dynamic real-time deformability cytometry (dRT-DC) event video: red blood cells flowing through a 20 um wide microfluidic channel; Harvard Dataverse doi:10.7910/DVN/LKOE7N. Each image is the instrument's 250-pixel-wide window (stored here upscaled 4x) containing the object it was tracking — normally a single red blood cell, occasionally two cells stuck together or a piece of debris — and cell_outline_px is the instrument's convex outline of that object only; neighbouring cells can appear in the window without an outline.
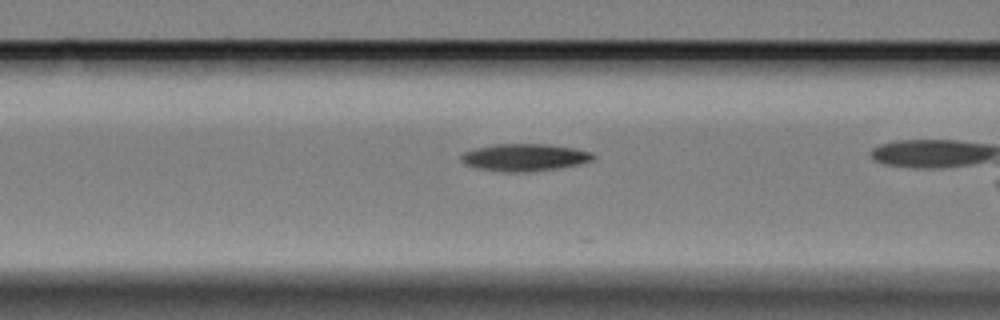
{"species": "Egyptian fruit bat (a non-hibernating species)", "species_latin": "Rousettus aegyptiacus", "temperature_condition": "cold", "stored_images_in_passage": 37, "camera_frame_rate_fps": 3000, "um_per_image_px": 0.085, "animal": {"sex": "female"}, "frame": {"image": 1, "passage_image": 7, "time_ms": 2.0, "image_size_px": [1000, 320], "cell_outline_px": [[596, 156], [592, 160], [580, 164], [560, 168], [532, 172], [496, 172], [476, 168], [464, 164], [460, 160], [460, 156], [464, 152], [476, 148], [496, 144], [544, 144], [572, 148], [592, 152]], "centroid_in_image_um": [44.56, 13.4], "position_along_channel_um": 122.0, "area_um2": 21.21}}
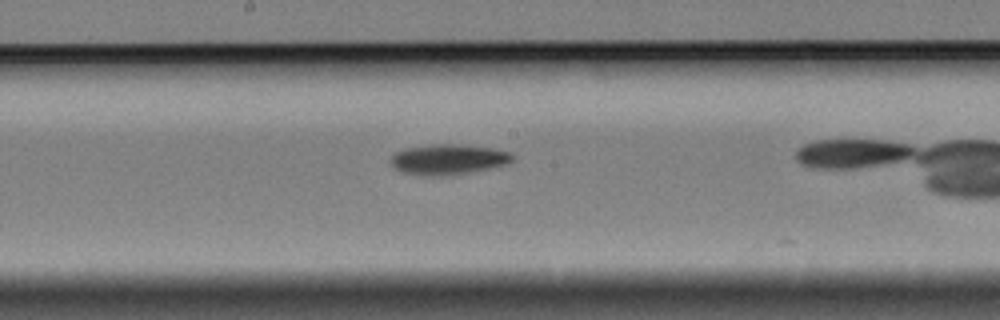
{"frame": {"image": 2, "passage_image": 15, "time_ms": 4.667, "image_size_px": [1000, 320], "cell_outline_px": [[516, 156], [512, 160], [504, 164], [488, 168], [468, 172], [440, 176], [420, 176], [400, 172], [392, 164], [392, 156], [396, 152], [408, 148], [436, 144], [460, 144], [492, 148], [512, 152]], "centroid_in_image_um": [38.11, 13.55], "position_along_channel_um": 210.1, "area_um2": 21.33}}
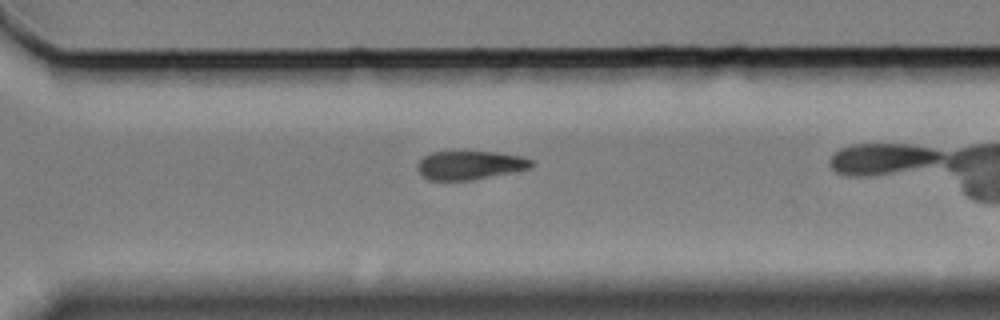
{"frame": {"image": 3, "passage_image": 26, "time_ms": 8.333, "image_size_px": [1000, 320], "cell_outline_px": [[532, 168], [472, 180], [428, 180], [416, 168], [416, 164], [424, 156], [432, 152], [496, 152], [520, 156], [532, 160]], "centroid_in_image_um": [39.93, 14.04], "position_along_channel_um": 330.7, "area_um2": 18.9}}